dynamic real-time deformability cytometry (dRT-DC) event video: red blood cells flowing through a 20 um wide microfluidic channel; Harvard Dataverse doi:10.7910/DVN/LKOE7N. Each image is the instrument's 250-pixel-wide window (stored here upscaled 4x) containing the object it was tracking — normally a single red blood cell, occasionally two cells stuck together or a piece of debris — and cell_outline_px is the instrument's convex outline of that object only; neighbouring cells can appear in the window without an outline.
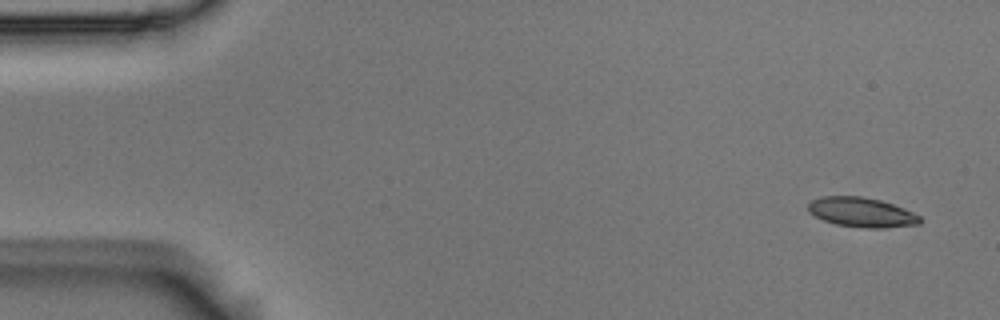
{"species": "Egyptian fruit bat (a non-hibernating species)", "species_latin": "Rousettus aegyptiacus", "temperature_condition": "room temperature", "stored_images_in_passage": 7, "camera_frame_rate_fps": 3000, "um_per_image_px": 0.085, "animal": {"sex": "male"}, "frame": {"image": 1, "passage_image": 1, "time_ms": 0.0, "image_size_px": [1000, 320], "cell_outline_px": [[920, 224], [884, 228], [864, 228], [836, 224], [824, 220], [808, 212], [808, 204], [812, 200], [820, 196], [864, 196], [880, 200], [892, 204], [912, 212], [920, 216]], "centroid_in_image_um": [73.22, 18.04], "position_along_channel_um": 11.8, "area_um2": 19.25}}
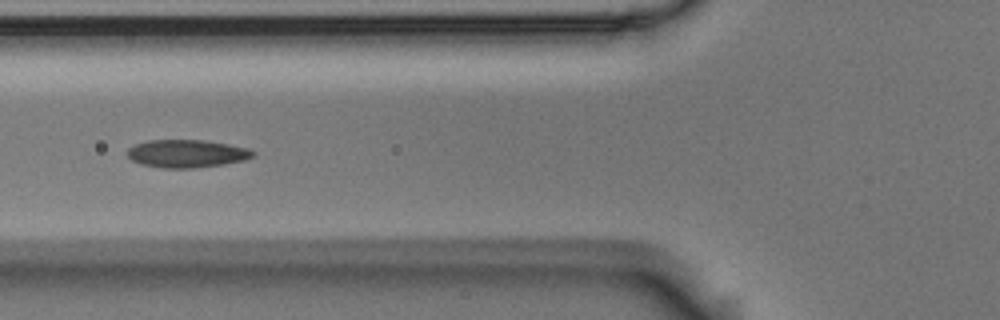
{"frame": {"image": 2, "passage_image": 6, "time_ms": 1.667, "image_size_px": [1000, 320], "cell_outline_px": [[256, 156], [244, 160], [224, 164], [192, 168], [164, 168], [140, 164], [132, 160], [124, 152], [128, 148], [136, 144], [148, 140], [204, 140], [228, 144], [248, 148], [256, 152]], "centroid_in_image_um": [15.87, 13.05], "position_along_channel_um": 109.9, "area_um2": 20.52}}
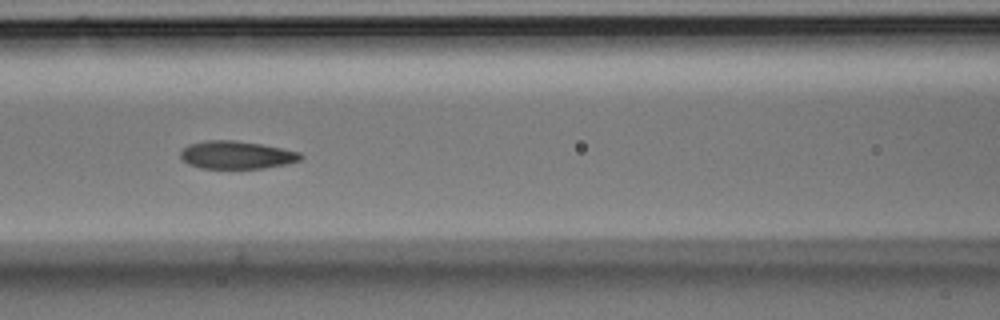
{"frame": {"image": 3, "passage_image": 7, "time_ms": 2.0, "image_size_px": [1000, 320], "cell_outline_px": [[304, 156], [300, 160], [284, 164], [264, 168], [200, 168], [188, 164], [180, 156], [180, 152], [188, 144], [208, 140], [232, 140], [260, 144], [300, 152]], "centroid_in_image_um": [20.09, 13.17], "position_along_channel_um": 146.5, "area_um2": 19.31}}